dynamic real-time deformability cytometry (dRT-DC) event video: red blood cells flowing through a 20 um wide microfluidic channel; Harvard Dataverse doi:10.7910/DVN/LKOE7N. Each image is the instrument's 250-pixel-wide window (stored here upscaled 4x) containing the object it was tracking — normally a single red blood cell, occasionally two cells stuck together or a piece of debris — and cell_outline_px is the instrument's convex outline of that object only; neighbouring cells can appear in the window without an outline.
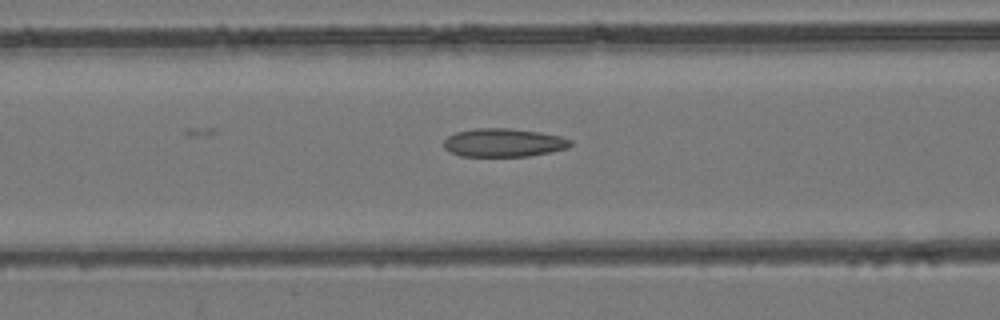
{"species": "common noctule bat (a hibernating species)", "species_latin": "Nyctalus noctula", "temperature_condition": "room temperature", "stored_images_in_passage": 53, "camera_frame_rate_fps": 3000, "um_per_image_px": 0.085, "animal": {"sex": "female", "body_mass_g": 24.6, "forearm_length_mm": 56.2}, "frame": {"image": 1, "passage_image": 22, "time_ms": 7.0, "image_size_px": [1000, 320], "cell_outline_px": [[572, 144], [568, 148], [528, 156], [460, 156], [448, 152], [444, 148], [444, 140], [448, 136], [456, 132], [476, 128], [512, 128], [540, 132], [560, 136], [572, 140]], "centroid_in_image_um": [42.78, 12.12], "position_along_channel_um": 123.8, "area_um2": 21.04}}
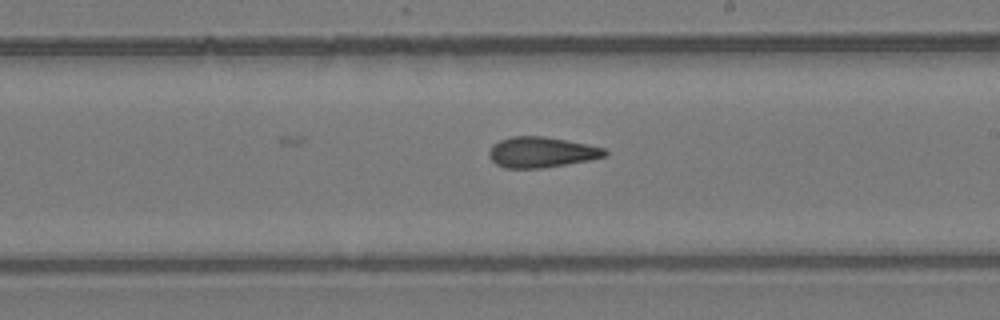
{"frame": {"image": 2, "passage_image": 31, "time_ms": 10.0, "image_size_px": [1000, 320], "cell_outline_px": [[608, 156], [588, 160], [540, 168], [504, 168], [496, 164], [488, 156], [488, 152], [492, 144], [500, 140], [512, 136], [544, 136], [588, 144], [604, 148], [608, 152]], "centroid_in_image_um": [46.0, 12.93], "position_along_channel_um": 243.0, "area_um2": 20.63}}
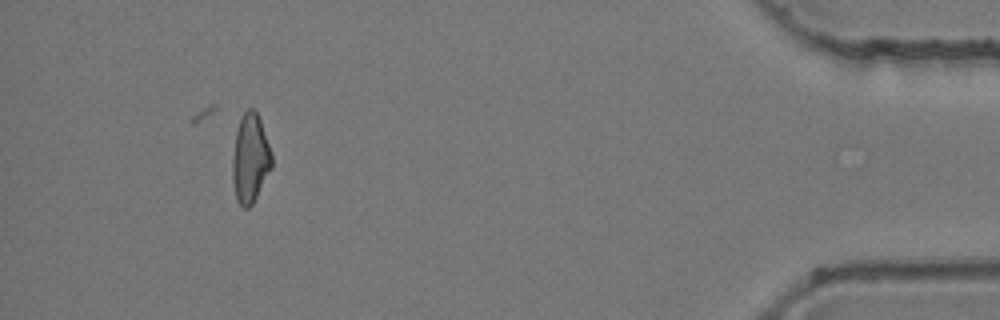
{"frame": {"image": 3, "passage_image": 49, "time_ms": 16.0, "image_size_px": [1000, 320], "cell_outline_px": [[272, 168], [252, 204], [248, 208], [244, 208], [236, 200], [232, 180], [232, 156], [236, 132], [240, 116], [248, 108], [252, 108], [256, 112], [260, 120], [272, 156]], "centroid_in_image_um": [21.25, 13.48], "position_along_channel_um": 414.0, "area_um2": 20.29}, "authors_computed_cell_mechanics": {"area_um2": 20.9814, "velocity_mm_per_s": 3.9746, "shape_relaxation_time_tau1_ms": null, "shape_relaxation_time_tau2_ms": 2.6186, "deformation_change_tau1": null, "deformation_change_tau2": 0.0933}}